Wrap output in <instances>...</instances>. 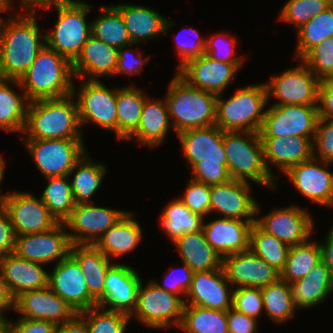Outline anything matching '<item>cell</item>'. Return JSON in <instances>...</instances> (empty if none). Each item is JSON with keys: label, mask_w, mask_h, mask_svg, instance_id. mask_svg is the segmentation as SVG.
Segmentation results:
<instances>
[{"label": "cell", "mask_w": 333, "mask_h": 333, "mask_svg": "<svg viewBox=\"0 0 333 333\" xmlns=\"http://www.w3.org/2000/svg\"><path fill=\"white\" fill-rule=\"evenodd\" d=\"M325 237L326 240L324 244L320 243L321 258L322 261L326 264L333 278V225Z\"/></svg>", "instance_id": "63"}, {"label": "cell", "mask_w": 333, "mask_h": 333, "mask_svg": "<svg viewBox=\"0 0 333 333\" xmlns=\"http://www.w3.org/2000/svg\"><path fill=\"white\" fill-rule=\"evenodd\" d=\"M46 180L48 184L40 198L56 221L64 223L76 206L69 175L47 177Z\"/></svg>", "instance_id": "42"}, {"label": "cell", "mask_w": 333, "mask_h": 333, "mask_svg": "<svg viewBox=\"0 0 333 333\" xmlns=\"http://www.w3.org/2000/svg\"><path fill=\"white\" fill-rule=\"evenodd\" d=\"M255 223L289 246L307 242L314 228L311 214L297 205L274 209L260 218L257 217Z\"/></svg>", "instance_id": "18"}, {"label": "cell", "mask_w": 333, "mask_h": 333, "mask_svg": "<svg viewBox=\"0 0 333 333\" xmlns=\"http://www.w3.org/2000/svg\"><path fill=\"white\" fill-rule=\"evenodd\" d=\"M14 310L21 318L50 321L56 325L68 322L78 314L49 286L18 295L14 299Z\"/></svg>", "instance_id": "23"}, {"label": "cell", "mask_w": 333, "mask_h": 333, "mask_svg": "<svg viewBox=\"0 0 333 333\" xmlns=\"http://www.w3.org/2000/svg\"><path fill=\"white\" fill-rule=\"evenodd\" d=\"M49 273V287L77 313L97 306L90 295L86 279L77 261L69 254L65 259L54 263Z\"/></svg>", "instance_id": "21"}, {"label": "cell", "mask_w": 333, "mask_h": 333, "mask_svg": "<svg viewBox=\"0 0 333 333\" xmlns=\"http://www.w3.org/2000/svg\"><path fill=\"white\" fill-rule=\"evenodd\" d=\"M176 135L189 163L187 169L192 170V180L207 185L231 180L223 146V130L214 125L188 129Z\"/></svg>", "instance_id": "2"}, {"label": "cell", "mask_w": 333, "mask_h": 333, "mask_svg": "<svg viewBox=\"0 0 333 333\" xmlns=\"http://www.w3.org/2000/svg\"><path fill=\"white\" fill-rule=\"evenodd\" d=\"M186 27L185 30H187L183 35L187 34V36L190 34L194 39H190L189 37L186 39L187 36H181L178 34L177 40H176V50L178 51L179 61L180 63L177 65L178 69L181 68L188 60L199 57L204 54V49L206 46V39L201 38L199 35V32L197 30H194L191 28ZM184 31V29H182ZM180 35V36H179ZM190 39V40H188Z\"/></svg>", "instance_id": "54"}, {"label": "cell", "mask_w": 333, "mask_h": 333, "mask_svg": "<svg viewBox=\"0 0 333 333\" xmlns=\"http://www.w3.org/2000/svg\"><path fill=\"white\" fill-rule=\"evenodd\" d=\"M330 164L311 158L289 168L285 175L303 197L312 203L333 207V173L327 169Z\"/></svg>", "instance_id": "20"}, {"label": "cell", "mask_w": 333, "mask_h": 333, "mask_svg": "<svg viewBox=\"0 0 333 333\" xmlns=\"http://www.w3.org/2000/svg\"><path fill=\"white\" fill-rule=\"evenodd\" d=\"M70 255L80 266L89 293L98 304L104 297L106 274L113 263L111 264L109 258L95 245L91 244L72 245Z\"/></svg>", "instance_id": "34"}, {"label": "cell", "mask_w": 333, "mask_h": 333, "mask_svg": "<svg viewBox=\"0 0 333 333\" xmlns=\"http://www.w3.org/2000/svg\"><path fill=\"white\" fill-rule=\"evenodd\" d=\"M250 188V182L234 179L211 185L210 212L221 215V218L256 221L261 208L250 195Z\"/></svg>", "instance_id": "19"}, {"label": "cell", "mask_w": 333, "mask_h": 333, "mask_svg": "<svg viewBox=\"0 0 333 333\" xmlns=\"http://www.w3.org/2000/svg\"><path fill=\"white\" fill-rule=\"evenodd\" d=\"M21 1V9L24 8V12H35L36 8L39 7L41 9H45L48 7L56 6V5H64L71 4L77 2L76 0H20Z\"/></svg>", "instance_id": "61"}, {"label": "cell", "mask_w": 333, "mask_h": 333, "mask_svg": "<svg viewBox=\"0 0 333 333\" xmlns=\"http://www.w3.org/2000/svg\"><path fill=\"white\" fill-rule=\"evenodd\" d=\"M237 43L236 38L228 33H214L206 39L204 54L225 63H244V56L234 55Z\"/></svg>", "instance_id": "50"}, {"label": "cell", "mask_w": 333, "mask_h": 333, "mask_svg": "<svg viewBox=\"0 0 333 333\" xmlns=\"http://www.w3.org/2000/svg\"><path fill=\"white\" fill-rule=\"evenodd\" d=\"M319 118L333 119V80H321L318 89Z\"/></svg>", "instance_id": "60"}, {"label": "cell", "mask_w": 333, "mask_h": 333, "mask_svg": "<svg viewBox=\"0 0 333 333\" xmlns=\"http://www.w3.org/2000/svg\"><path fill=\"white\" fill-rule=\"evenodd\" d=\"M9 13L0 22V78L19 80L46 45L45 33L40 32L35 12Z\"/></svg>", "instance_id": "1"}, {"label": "cell", "mask_w": 333, "mask_h": 333, "mask_svg": "<svg viewBox=\"0 0 333 333\" xmlns=\"http://www.w3.org/2000/svg\"><path fill=\"white\" fill-rule=\"evenodd\" d=\"M143 281L138 288L137 304L130 318H136L152 329L179 328L185 299L159 288L152 280L144 287Z\"/></svg>", "instance_id": "9"}, {"label": "cell", "mask_w": 333, "mask_h": 333, "mask_svg": "<svg viewBox=\"0 0 333 333\" xmlns=\"http://www.w3.org/2000/svg\"><path fill=\"white\" fill-rule=\"evenodd\" d=\"M36 168L45 177L69 175L76 162L84 155L83 139H21Z\"/></svg>", "instance_id": "10"}, {"label": "cell", "mask_w": 333, "mask_h": 333, "mask_svg": "<svg viewBox=\"0 0 333 333\" xmlns=\"http://www.w3.org/2000/svg\"><path fill=\"white\" fill-rule=\"evenodd\" d=\"M94 202L76 204L64 222L71 244L94 245L99 238L128 212L94 205Z\"/></svg>", "instance_id": "14"}, {"label": "cell", "mask_w": 333, "mask_h": 333, "mask_svg": "<svg viewBox=\"0 0 333 333\" xmlns=\"http://www.w3.org/2000/svg\"><path fill=\"white\" fill-rule=\"evenodd\" d=\"M133 217V212L128 211L94 244L109 259L131 252L141 242L142 229Z\"/></svg>", "instance_id": "35"}, {"label": "cell", "mask_w": 333, "mask_h": 333, "mask_svg": "<svg viewBox=\"0 0 333 333\" xmlns=\"http://www.w3.org/2000/svg\"><path fill=\"white\" fill-rule=\"evenodd\" d=\"M318 120L317 105H271L266 109L259 135L314 138Z\"/></svg>", "instance_id": "11"}, {"label": "cell", "mask_w": 333, "mask_h": 333, "mask_svg": "<svg viewBox=\"0 0 333 333\" xmlns=\"http://www.w3.org/2000/svg\"><path fill=\"white\" fill-rule=\"evenodd\" d=\"M148 97L133 85L117 88V139L127 140L137 129L145 100Z\"/></svg>", "instance_id": "37"}, {"label": "cell", "mask_w": 333, "mask_h": 333, "mask_svg": "<svg viewBox=\"0 0 333 333\" xmlns=\"http://www.w3.org/2000/svg\"><path fill=\"white\" fill-rule=\"evenodd\" d=\"M16 236L7 209L0 208V257L14 251Z\"/></svg>", "instance_id": "59"}, {"label": "cell", "mask_w": 333, "mask_h": 333, "mask_svg": "<svg viewBox=\"0 0 333 333\" xmlns=\"http://www.w3.org/2000/svg\"><path fill=\"white\" fill-rule=\"evenodd\" d=\"M100 16L91 22V35L117 49L132 44L122 14L113 6L100 8Z\"/></svg>", "instance_id": "40"}, {"label": "cell", "mask_w": 333, "mask_h": 333, "mask_svg": "<svg viewBox=\"0 0 333 333\" xmlns=\"http://www.w3.org/2000/svg\"><path fill=\"white\" fill-rule=\"evenodd\" d=\"M53 7L57 10L58 20L52 32L45 33L46 46L73 63L91 36V23H87L85 17L95 6L77 1L46 9Z\"/></svg>", "instance_id": "8"}, {"label": "cell", "mask_w": 333, "mask_h": 333, "mask_svg": "<svg viewBox=\"0 0 333 333\" xmlns=\"http://www.w3.org/2000/svg\"><path fill=\"white\" fill-rule=\"evenodd\" d=\"M9 83L16 85L22 94L13 90ZM29 103L19 80L0 78V129L23 134Z\"/></svg>", "instance_id": "36"}, {"label": "cell", "mask_w": 333, "mask_h": 333, "mask_svg": "<svg viewBox=\"0 0 333 333\" xmlns=\"http://www.w3.org/2000/svg\"><path fill=\"white\" fill-rule=\"evenodd\" d=\"M11 309L14 310V298L10 294L7 284L0 273V314L7 319L3 315L5 313L4 311Z\"/></svg>", "instance_id": "64"}, {"label": "cell", "mask_w": 333, "mask_h": 333, "mask_svg": "<svg viewBox=\"0 0 333 333\" xmlns=\"http://www.w3.org/2000/svg\"><path fill=\"white\" fill-rule=\"evenodd\" d=\"M113 6L122 14L128 36L135 45L167 34L166 31L176 24L150 7L129 3Z\"/></svg>", "instance_id": "30"}, {"label": "cell", "mask_w": 333, "mask_h": 333, "mask_svg": "<svg viewBox=\"0 0 333 333\" xmlns=\"http://www.w3.org/2000/svg\"><path fill=\"white\" fill-rule=\"evenodd\" d=\"M243 63H225L203 54L188 60L177 74L190 86L221 95L232 82Z\"/></svg>", "instance_id": "17"}, {"label": "cell", "mask_w": 333, "mask_h": 333, "mask_svg": "<svg viewBox=\"0 0 333 333\" xmlns=\"http://www.w3.org/2000/svg\"><path fill=\"white\" fill-rule=\"evenodd\" d=\"M15 323L6 319V325L13 333H55L57 325L50 321L21 318Z\"/></svg>", "instance_id": "57"}, {"label": "cell", "mask_w": 333, "mask_h": 333, "mask_svg": "<svg viewBox=\"0 0 333 333\" xmlns=\"http://www.w3.org/2000/svg\"><path fill=\"white\" fill-rule=\"evenodd\" d=\"M71 241L64 223L35 234L16 236L13 253L25 260L41 264L65 259L70 254Z\"/></svg>", "instance_id": "15"}, {"label": "cell", "mask_w": 333, "mask_h": 333, "mask_svg": "<svg viewBox=\"0 0 333 333\" xmlns=\"http://www.w3.org/2000/svg\"><path fill=\"white\" fill-rule=\"evenodd\" d=\"M83 81L80 90L77 91L73 85L72 92L77 101L81 126L90 122L103 130L113 131L117 136V88L109 89L100 80Z\"/></svg>", "instance_id": "12"}, {"label": "cell", "mask_w": 333, "mask_h": 333, "mask_svg": "<svg viewBox=\"0 0 333 333\" xmlns=\"http://www.w3.org/2000/svg\"><path fill=\"white\" fill-rule=\"evenodd\" d=\"M229 284L223 268L194 272L191 287L184 302L189 305L227 311L232 307L233 300V290L229 288L232 287Z\"/></svg>", "instance_id": "25"}, {"label": "cell", "mask_w": 333, "mask_h": 333, "mask_svg": "<svg viewBox=\"0 0 333 333\" xmlns=\"http://www.w3.org/2000/svg\"><path fill=\"white\" fill-rule=\"evenodd\" d=\"M0 333H13V331L5 324L4 327L0 330Z\"/></svg>", "instance_id": "67"}, {"label": "cell", "mask_w": 333, "mask_h": 333, "mask_svg": "<svg viewBox=\"0 0 333 333\" xmlns=\"http://www.w3.org/2000/svg\"><path fill=\"white\" fill-rule=\"evenodd\" d=\"M232 308L257 319L264 311L261 288H235L233 290Z\"/></svg>", "instance_id": "52"}, {"label": "cell", "mask_w": 333, "mask_h": 333, "mask_svg": "<svg viewBox=\"0 0 333 333\" xmlns=\"http://www.w3.org/2000/svg\"><path fill=\"white\" fill-rule=\"evenodd\" d=\"M43 266L44 264L25 260L13 252L0 257V273L14 299L23 292L49 285V273Z\"/></svg>", "instance_id": "28"}, {"label": "cell", "mask_w": 333, "mask_h": 333, "mask_svg": "<svg viewBox=\"0 0 333 333\" xmlns=\"http://www.w3.org/2000/svg\"><path fill=\"white\" fill-rule=\"evenodd\" d=\"M118 61V49L90 36L81 53L72 63L75 78L100 80L102 76H114Z\"/></svg>", "instance_id": "29"}, {"label": "cell", "mask_w": 333, "mask_h": 333, "mask_svg": "<svg viewBox=\"0 0 333 333\" xmlns=\"http://www.w3.org/2000/svg\"><path fill=\"white\" fill-rule=\"evenodd\" d=\"M321 80H333V36L311 49L302 59Z\"/></svg>", "instance_id": "49"}, {"label": "cell", "mask_w": 333, "mask_h": 333, "mask_svg": "<svg viewBox=\"0 0 333 333\" xmlns=\"http://www.w3.org/2000/svg\"><path fill=\"white\" fill-rule=\"evenodd\" d=\"M73 77L72 63L45 45L19 82L31 102L72 94Z\"/></svg>", "instance_id": "4"}, {"label": "cell", "mask_w": 333, "mask_h": 333, "mask_svg": "<svg viewBox=\"0 0 333 333\" xmlns=\"http://www.w3.org/2000/svg\"><path fill=\"white\" fill-rule=\"evenodd\" d=\"M290 287L294 305L298 310L314 308L333 292V278L321 260L306 276L292 282Z\"/></svg>", "instance_id": "32"}, {"label": "cell", "mask_w": 333, "mask_h": 333, "mask_svg": "<svg viewBox=\"0 0 333 333\" xmlns=\"http://www.w3.org/2000/svg\"><path fill=\"white\" fill-rule=\"evenodd\" d=\"M313 158L333 163V119L319 118L313 139Z\"/></svg>", "instance_id": "53"}, {"label": "cell", "mask_w": 333, "mask_h": 333, "mask_svg": "<svg viewBox=\"0 0 333 333\" xmlns=\"http://www.w3.org/2000/svg\"><path fill=\"white\" fill-rule=\"evenodd\" d=\"M269 100L266 83L242 87L227 100L218 95L215 125L223 131L259 133Z\"/></svg>", "instance_id": "7"}, {"label": "cell", "mask_w": 333, "mask_h": 333, "mask_svg": "<svg viewBox=\"0 0 333 333\" xmlns=\"http://www.w3.org/2000/svg\"><path fill=\"white\" fill-rule=\"evenodd\" d=\"M4 157L0 156V186L4 177V170L6 169V162L3 159ZM5 199H6V193L1 194L0 193V208L4 206L5 203Z\"/></svg>", "instance_id": "65"}, {"label": "cell", "mask_w": 333, "mask_h": 333, "mask_svg": "<svg viewBox=\"0 0 333 333\" xmlns=\"http://www.w3.org/2000/svg\"><path fill=\"white\" fill-rule=\"evenodd\" d=\"M142 282L138 272L130 265L113 263L105 279L104 297L97 306L129 316L136 308L138 288Z\"/></svg>", "instance_id": "24"}, {"label": "cell", "mask_w": 333, "mask_h": 333, "mask_svg": "<svg viewBox=\"0 0 333 333\" xmlns=\"http://www.w3.org/2000/svg\"><path fill=\"white\" fill-rule=\"evenodd\" d=\"M227 323L229 333H256L257 319L238 312L232 307L227 310Z\"/></svg>", "instance_id": "58"}, {"label": "cell", "mask_w": 333, "mask_h": 333, "mask_svg": "<svg viewBox=\"0 0 333 333\" xmlns=\"http://www.w3.org/2000/svg\"><path fill=\"white\" fill-rule=\"evenodd\" d=\"M222 268L231 286L263 288L280 279V272L251 250L222 258Z\"/></svg>", "instance_id": "22"}, {"label": "cell", "mask_w": 333, "mask_h": 333, "mask_svg": "<svg viewBox=\"0 0 333 333\" xmlns=\"http://www.w3.org/2000/svg\"><path fill=\"white\" fill-rule=\"evenodd\" d=\"M264 161L269 173L275 178L269 164L285 173L289 168L313 158V139L308 137H260Z\"/></svg>", "instance_id": "27"}, {"label": "cell", "mask_w": 333, "mask_h": 333, "mask_svg": "<svg viewBox=\"0 0 333 333\" xmlns=\"http://www.w3.org/2000/svg\"><path fill=\"white\" fill-rule=\"evenodd\" d=\"M86 322L88 333H125L131 320L128 314L96 306L78 313Z\"/></svg>", "instance_id": "47"}, {"label": "cell", "mask_w": 333, "mask_h": 333, "mask_svg": "<svg viewBox=\"0 0 333 333\" xmlns=\"http://www.w3.org/2000/svg\"><path fill=\"white\" fill-rule=\"evenodd\" d=\"M296 55L302 59L311 49L333 36V4L297 29Z\"/></svg>", "instance_id": "44"}, {"label": "cell", "mask_w": 333, "mask_h": 333, "mask_svg": "<svg viewBox=\"0 0 333 333\" xmlns=\"http://www.w3.org/2000/svg\"><path fill=\"white\" fill-rule=\"evenodd\" d=\"M12 1L11 0H0V13L1 12H6V11H10L11 8L13 7Z\"/></svg>", "instance_id": "66"}, {"label": "cell", "mask_w": 333, "mask_h": 333, "mask_svg": "<svg viewBox=\"0 0 333 333\" xmlns=\"http://www.w3.org/2000/svg\"><path fill=\"white\" fill-rule=\"evenodd\" d=\"M179 328L185 333H229L227 311L185 304Z\"/></svg>", "instance_id": "39"}, {"label": "cell", "mask_w": 333, "mask_h": 333, "mask_svg": "<svg viewBox=\"0 0 333 333\" xmlns=\"http://www.w3.org/2000/svg\"><path fill=\"white\" fill-rule=\"evenodd\" d=\"M290 246L262 230L255 222L250 230L249 250L281 272L286 264Z\"/></svg>", "instance_id": "46"}, {"label": "cell", "mask_w": 333, "mask_h": 333, "mask_svg": "<svg viewBox=\"0 0 333 333\" xmlns=\"http://www.w3.org/2000/svg\"><path fill=\"white\" fill-rule=\"evenodd\" d=\"M172 124L169 118L165 97L156 101L147 98L136 131L127 139H136L149 148L156 147L165 141Z\"/></svg>", "instance_id": "31"}, {"label": "cell", "mask_w": 333, "mask_h": 333, "mask_svg": "<svg viewBox=\"0 0 333 333\" xmlns=\"http://www.w3.org/2000/svg\"><path fill=\"white\" fill-rule=\"evenodd\" d=\"M172 243L180 255L181 262L185 263L193 272L222 268V258L207 242L203 229L184 233Z\"/></svg>", "instance_id": "33"}, {"label": "cell", "mask_w": 333, "mask_h": 333, "mask_svg": "<svg viewBox=\"0 0 333 333\" xmlns=\"http://www.w3.org/2000/svg\"><path fill=\"white\" fill-rule=\"evenodd\" d=\"M321 260V247L316 242L308 240L303 244L290 246L280 279L291 284L306 276Z\"/></svg>", "instance_id": "43"}, {"label": "cell", "mask_w": 333, "mask_h": 333, "mask_svg": "<svg viewBox=\"0 0 333 333\" xmlns=\"http://www.w3.org/2000/svg\"><path fill=\"white\" fill-rule=\"evenodd\" d=\"M182 265L181 269L171 268L170 273H167V275L164 276L162 284L155 280L152 281L161 289L186 297V294L191 287L194 272L185 263H182ZM178 269L181 273L177 272L179 271Z\"/></svg>", "instance_id": "55"}, {"label": "cell", "mask_w": 333, "mask_h": 333, "mask_svg": "<svg viewBox=\"0 0 333 333\" xmlns=\"http://www.w3.org/2000/svg\"><path fill=\"white\" fill-rule=\"evenodd\" d=\"M264 312L273 322L286 323L298 310L293 302L290 284L279 279L261 288Z\"/></svg>", "instance_id": "45"}, {"label": "cell", "mask_w": 333, "mask_h": 333, "mask_svg": "<svg viewBox=\"0 0 333 333\" xmlns=\"http://www.w3.org/2000/svg\"><path fill=\"white\" fill-rule=\"evenodd\" d=\"M55 333H88L85 320L77 314L72 320L57 325Z\"/></svg>", "instance_id": "62"}, {"label": "cell", "mask_w": 333, "mask_h": 333, "mask_svg": "<svg viewBox=\"0 0 333 333\" xmlns=\"http://www.w3.org/2000/svg\"><path fill=\"white\" fill-rule=\"evenodd\" d=\"M186 191L178 198L191 212L203 218L210 213L211 185L189 179Z\"/></svg>", "instance_id": "51"}, {"label": "cell", "mask_w": 333, "mask_h": 333, "mask_svg": "<svg viewBox=\"0 0 333 333\" xmlns=\"http://www.w3.org/2000/svg\"><path fill=\"white\" fill-rule=\"evenodd\" d=\"M73 93L31 101L21 139H84ZM74 99V100H73Z\"/></svg>", "instance_id": "3"}, {"label": "cell", "mask_w": 333, "mask_h": 333, "mask_svg": "<svg viewBox=\"0 0 333 333\" xmlns=\"http://www.w3.org/2000/svg\"><path fill=\"white\" fill-rule=\"evenodd\" d=\"M87 157L85 152L69 172V176L74 175L70 183L76 204L93 202L91 198L99 189L107 171L104 164L95 163Z\"/></svg>", "instance_id": "38"}, {"label": "cell", "mask_w": 333, "mask_h": 333, "mask_svg": "<svg viewBox=\"0 0 333 333\" xmlns=\"http://www.w3.org/2000/svg\"><path fill=\"white\" fill-rule=\"evenodd\" d=\"M300 64L273 75L267 83L268 98L274 96L273 105H317L320 80L300 59Z\"/></svg>", "instance_id": "13"}, {"label": "cell", "mask_w": 333, "mask_h": 333, "mask_svg": "<svg viewBox=\"0 0 333 333\" xmlns=\"http://www.w3.org/2000/svg\"><path fill=\"white\" fill-rule=\"evenodd\" d=\"M255 221L217 218L203 222L207 242L223 258L249 250L250 230Z\"/></svg>", "instance_id": "26"}, {"label": "cell", "mask_w": 333, "mask_h": 333, "mask_svg": "<svg viewBox=\"0 0 333 333\" xmlns=\"http://www.w3.org/2000/svg\"><path fill=\"white\" fill-rule=\"evenodd\" d=\"M161 213V227L171 241L203 228L204 218L191 212L178 198L170 201Z\"/></svg>", "instance_id": "41"}, {"label": "cell", "mask_w": 333, "mask_h": 333, "mask_svg": "<svg viewBox=\"0 0 333 333\" xmlns=\"http://www.w3.org/2000/svg\"><path fill=\"white\" fill-rule=\"evenodd\" d=\"M6 324V319L0 314V330L4 327Z\"/></svg>", "instance_id": "68"}, {"label": "cell", "mask_w": 333, "mask_h": 333, "mask_svg": "<svg viewBox=\"0 0 333 333\" xmlns=\"http://www.w3.org/2000/svg\"><path fill=\"white\" fill-rule=\"evenodd\" d=\"M223 146L231 179L276 190V178L267 170L259 133L223 131Z\"/></svg>", "instance_id": "6"}, {"label": "cell", "mask_w": 333, "mask_h": 333, "mask_svg": "<svg viewBox=\"0 0 333 333\" xmlns=\"http://www.w3.org/2000/svg\"><path fill=\"white\" fill-rule=\"evenodd\" d=\"M332 4L333 0H288L282 7L278 18L299 29Z\"/></svg>", "instance_id": "48"}, {"label": "cell", "mask_w": 333, "mask_h": 333, "mask_svg": "<svg viewBox=\"0 0 333 333\" xmlns=\"http://www.w3.org/2000/svg\"><path fill=\"white\" fill-rule=\"evenodd\" d=\"M4 207L9 214L15 236L42 233L58 224L41 198L28 192L6 193Z\"/></svg>", "instance_id": "16"}, {"label": "cell", "mask_w": 333, "mask_h": 333, "mask_svg": "<svg viewBox=\"0 0 333 333\" xmlns=\"http://www.w3.org/2000/svg\"><path fill=\"white\" fill-rule=\"evenodd\" d=\"M133 44L129 47L125 46L118 49V61L115 75H125V74H137L143 69V65H146L150 55L146 58L142 57L138 51L132 49ZM137 54V55H136Z\"/></svg>", "instance_id": "56"}, {"label": "cell", "mask_w": 333, "mask_h": 333, "mask_svg": "<svg viewBox=\"0 0 333 333\" xmlns=\"http://www.w3.org/2000/svg\"><path fill=\"white\" fill-rule=\"evenodd\" d=\"M168 87L165 101L175 134L192 128L215 125V94L190 86L178 74L171 79Z\"/></svg>", "instance_id": "5"}]
</instances>
